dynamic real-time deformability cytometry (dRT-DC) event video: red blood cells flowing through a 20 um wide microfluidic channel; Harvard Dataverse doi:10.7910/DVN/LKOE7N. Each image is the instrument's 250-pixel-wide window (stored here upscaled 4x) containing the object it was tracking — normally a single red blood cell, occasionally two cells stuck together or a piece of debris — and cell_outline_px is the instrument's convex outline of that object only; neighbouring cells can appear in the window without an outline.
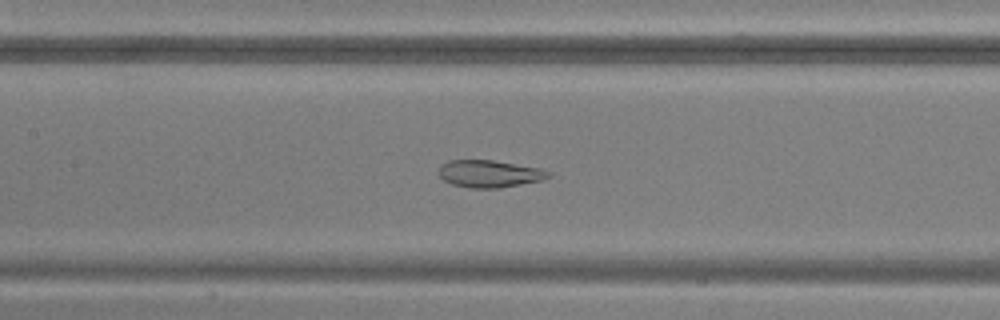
{"species": "common noctule bat (a hibernating species)", "species_latin": "Nyctalus noctula", "temperature_condition": "warm", "stored_images_in_passage": 49, "camera_frame_rate_fps": 3000, "um_per_image_px": 0.085, "animal": {"sex": "male", "body_mass_g": 20.5, "forearm_length_mm": 52.5}, "frame": {"image": 1, "passage_image": 23, "time_ms": 7.333, "image_size_px": [1000, 320], "cell_outline_px": [[552, 176], [540, 180], [500, 188], [472, 188], [452, 184], [444, 180], [440, 176], [440, 164], [448, 160], [492, 160], [540, 168], [552, 172]], "centroid_in_image_um": [41.61, 14.76], "position_along_channel_um": 165.8, "area_um2": 17.34}}
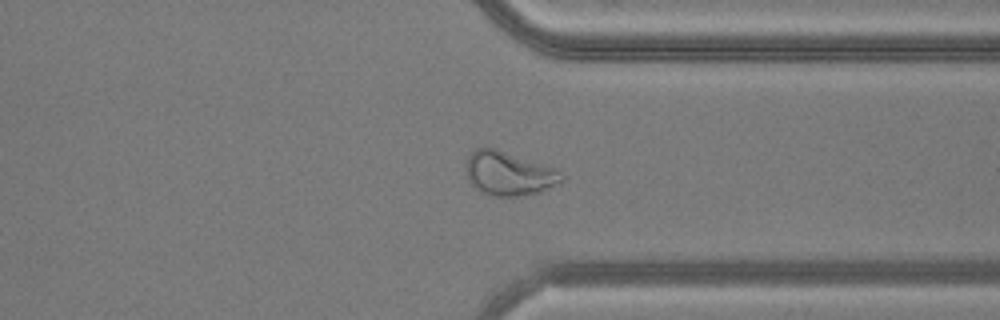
{"frame": {"image": 2, "passage_image": 38, "time_ms": 12.333, "image_size_px": [1000, 320], "cell_outline_px": [[564, 180], [540, 192], [516, 196], [492, 196], [480, 192], [468, 180], [468, 156], [476, 148], [496, 148], [552, 168], [560, 172], [564, 176]], "centroid_in_image_um": [43.24, 14.76], "position_along_channel_um": 368.2, "area_um2": 23.87}}
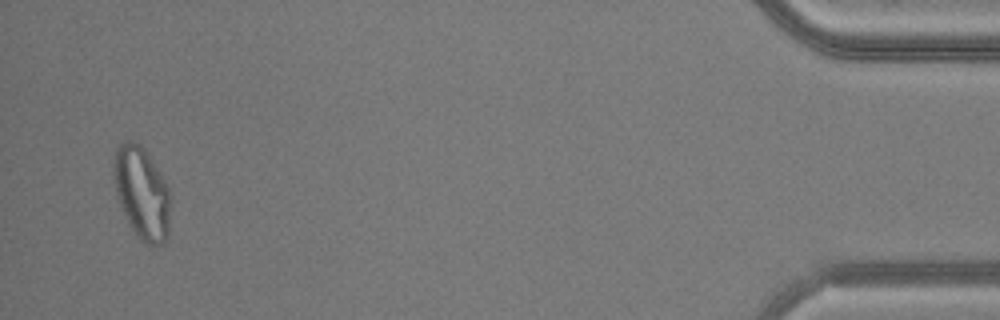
{"frame": {"image": 3, "passage_image": 48, "time_ms": 15.667, "image_size_px": [1000, 320], "cell_outline_px": [[168, 236], [164, 244], [148, 244], [140, 240], [136, 236], [124, 216], [116, 196], [112, 176], [112, 164], [116, 144], [124, 140], [132, 140], [140, 144], [164, 180], [168, 188]], "centroid_in_image_um": [11.97, 16.37], "position_along_channel_um": 423.2, "area_um2": 30.52}}